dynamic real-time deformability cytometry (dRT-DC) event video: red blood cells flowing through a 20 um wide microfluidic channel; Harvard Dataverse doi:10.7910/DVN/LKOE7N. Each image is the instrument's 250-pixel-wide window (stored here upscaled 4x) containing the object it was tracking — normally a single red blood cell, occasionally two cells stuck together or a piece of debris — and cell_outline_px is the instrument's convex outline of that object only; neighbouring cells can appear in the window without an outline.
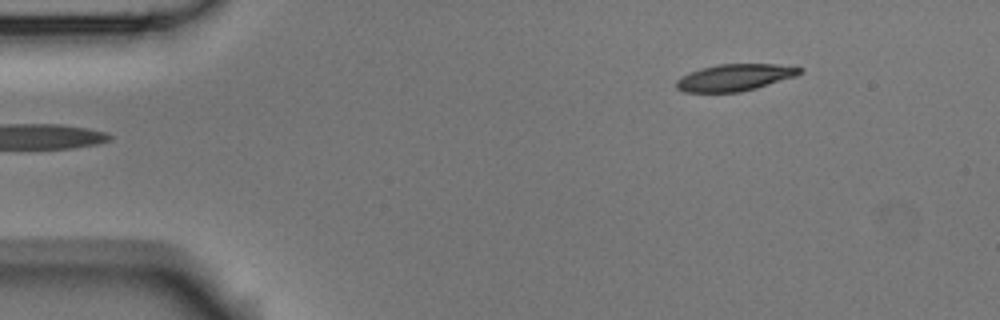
{"species": "Egyptian fruit bat (a non-hibernating species)", "species_latin": "Rousettus aegyptiacus", "temperature_condition": "room temperature", "stored_images_in_passage": 5, "segment_of_instrument_passage": [2, 2], "camera_frame_rate_fps": 3000, "um_per_image_px": 0.085, "animal": {"sex": "male"}, "frame": {"image": 1, "passage_image": 5, "time_ms": 1.333, "image_size_px": [1000, 320], "cell_outline_px": [[804, 68], [796, 76], [756, 88], [740, 92], [684, 92], [676, 88], [676, 80], [680, 76], [688, 72], [700, 68], [720, 64], [776, 64]], "centroid_in_image_um": [62.41, 6.58], "position_along_channel_um": 22.6, "area_um2": 19.31}}